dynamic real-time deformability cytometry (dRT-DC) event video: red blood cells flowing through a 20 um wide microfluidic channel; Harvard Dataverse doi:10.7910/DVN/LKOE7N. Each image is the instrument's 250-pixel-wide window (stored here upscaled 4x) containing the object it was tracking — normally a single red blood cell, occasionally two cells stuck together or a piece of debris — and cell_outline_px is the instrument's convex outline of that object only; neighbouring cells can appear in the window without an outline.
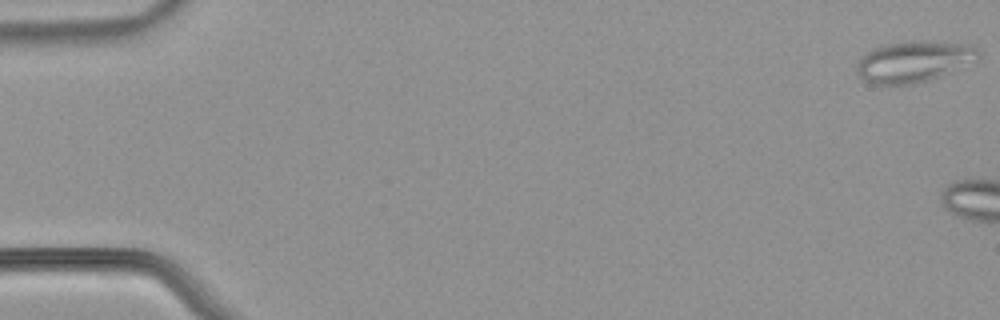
{"species": "common noctule bat (a hibernating species)", "species_latin": "Nyctalus noctula", "temperature_condition": "warm", "stored_images_in_passage": 5, "camera_frame_rate_fps": 3000, "um_per_image_px": 0.085, "animal": {"sex": "male", "body_mass_g": 21.5, "forearm_length_mm": 52.0}, "frame": {"image": 1, "passage_image": 1, "time_ms": 0.0, "image_size_px": [1000, 320], "cell_outline_px": [[980, 56], [940, 76], [928, 80], [912, 84], [876, 84], [860, 80], [856, 68], [856, 60], [860, 56], [872, 48], [888, 44], [908, 40], [928, 40], [972, 44], [980, 52]], "centroid_in_image_um": [77.59, 5.2], "position_along_channel_um": 7.4, "area_um2": 29.3}}